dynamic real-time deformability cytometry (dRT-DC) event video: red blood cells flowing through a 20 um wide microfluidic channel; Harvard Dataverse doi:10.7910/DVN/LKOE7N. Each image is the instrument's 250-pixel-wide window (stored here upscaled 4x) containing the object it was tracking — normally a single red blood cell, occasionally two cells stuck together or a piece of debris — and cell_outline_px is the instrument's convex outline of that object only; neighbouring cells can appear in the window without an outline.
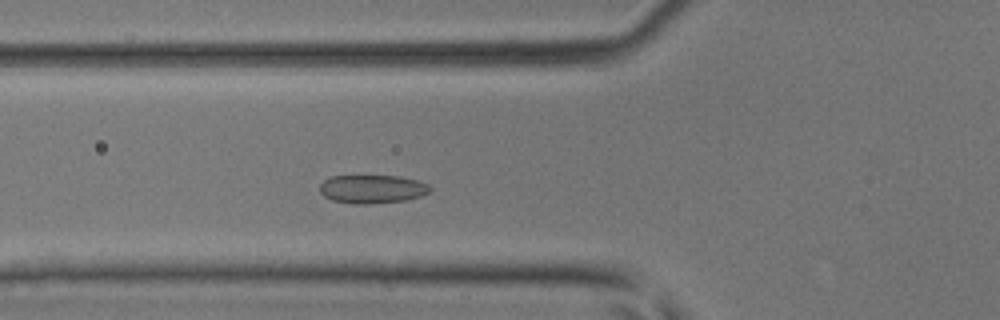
{"species": "common noctule bat (a hibernating species)", "species_latin": "Nyctalus noctula", "temperature_condition": "room temperature", "stored_images_in_passage": 40, "camera_frame_rate_fps": 3000, "um_per_image_px": 0.085, "animal": {"sex": "male", "body_mass_g": 17.9, "forearm_length_mm": 54.2}, "frame": {"image": 1, "passage_image": 11, "time_ms": 3.333, "image_size_px": [1000, 320], "cell_outline_px": [[432, 188], [428, 192], [420, 196], [404, 200], [368, 204], [352, 204], [332, 200], [324, 196], [320, 192], [320, 184], [324, 180], [332, 176], [400, 176], [420, 180], [428, 184]], "centroid_in_image_um": [31.64, 16.06], "position_along_channel_um": 94.2, "area_um2": 18.32}}
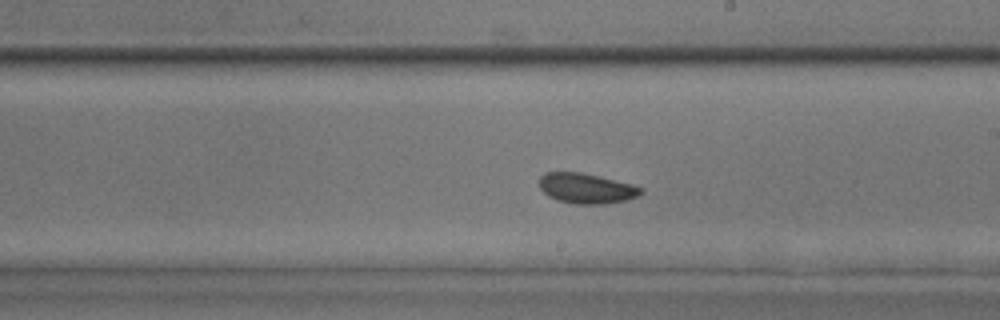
{"frame": {"image": 2, "passage_image": 21, "time_ms": 6.667, "image_size_px": [1000, 320], "cell_outline_px": [[644, 192], [640, 196], [628, 200], [604, 204], [576, 204], [556, 200], [548, 196], [540, 188], [540, 176], [544, 172], [580, 172], [600, 176], [632, 184], [644, 188]], "centroid_in_image_um": [49.88, 16.01], "position_along_channel_um": 239.1, "area_um2": 18.15}}
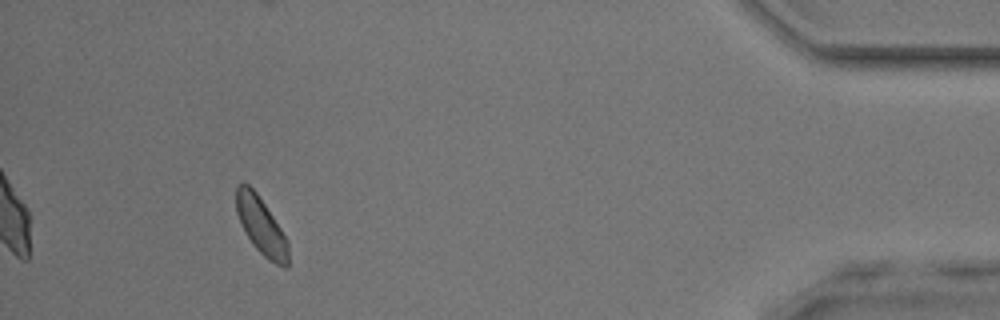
{"frame": {"image": 3, "passage_image": 37, "time_ms": 12.0, "image_size_px": [1000, 320], "cell_outline_px": [[288, 268], [284, 268], [268, 260], [252, 244], [236, 212], [236, 188], [240, 184], [248, 184], [256, 192], [288, 240]], "centroid_in_image_um": [22.21, 19.23], "position_along_channel_um": 413.0, "area_um2": 16.94}}